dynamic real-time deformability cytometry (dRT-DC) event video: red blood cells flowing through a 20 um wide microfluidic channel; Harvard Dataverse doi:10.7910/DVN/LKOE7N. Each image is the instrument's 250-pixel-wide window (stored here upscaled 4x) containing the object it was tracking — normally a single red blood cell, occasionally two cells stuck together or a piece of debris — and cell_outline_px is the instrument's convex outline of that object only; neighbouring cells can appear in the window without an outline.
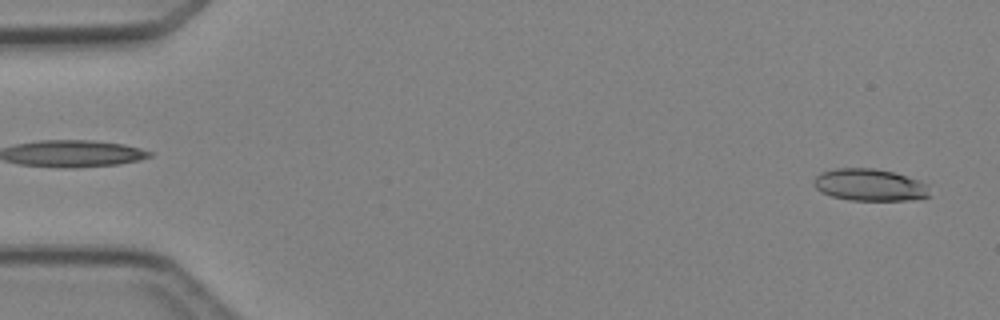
{"species": "Egyptian fruit bat (a non-hibernating species)", "species_latin": "Rousettus aegyptiacus", "temperature_condition": "cold", "stored_images_in_passage": 5, "camera_frame_rate_fps": 3000, "um_per_image_px": 0.085, "animal": {"sex": "female"}, "frame": {"image": 1, "passage_image": 5, "time_ms": 5.0, "image_size_px": [1000, 320], "cell_outline_px": [[932, 196], [920, 200], [848, 200], [832, 196], [820, 192], [812, 184], [812, 180], [820, 172], [836, 168], [872, 168], [892, 172], [928, 184]], "centroid_in_image_um": [73.92, 15.73], "position_along_channel_um": 11.1, "area_um2": 21.91}}